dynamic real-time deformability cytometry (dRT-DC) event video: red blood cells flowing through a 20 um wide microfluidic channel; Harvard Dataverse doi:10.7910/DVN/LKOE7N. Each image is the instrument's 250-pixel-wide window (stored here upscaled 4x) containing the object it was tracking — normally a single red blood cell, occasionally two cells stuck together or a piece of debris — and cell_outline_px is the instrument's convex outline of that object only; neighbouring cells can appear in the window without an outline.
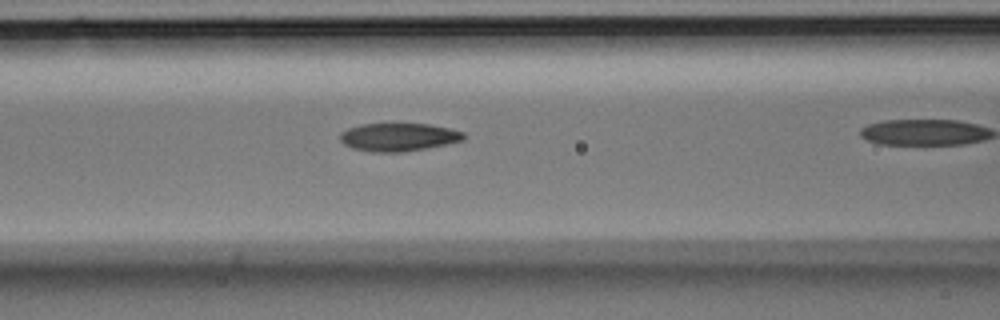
{"species": "Egyptian fruit bat (a non-hibernating species)", "species_latin": "Rousettus aegyptiacus", "temperature_condition": "room temperature", "stored_images_in_passage": 29, "camera_frame_rate_fps": 3000, "um_per_image_px": 0.085, "animal": {"sex": "male"}, "frame": {"image": 1, "passage_image": 12, "time_ms": 3.667, "image_size_px": [1000, 320], "cell_outline_px": [[464, 140], [448, 144], [404, 152], [372, 152], [352, 148], [344, 144], [340, 140], [340, 132], [348, 128], [360, 124], [428, 124], [448, 128], [464, 132]], "centroid_in_image_um": [33.86, 11.66], "position_along_channel_um": 132.7, "area_um2": 20.23}}
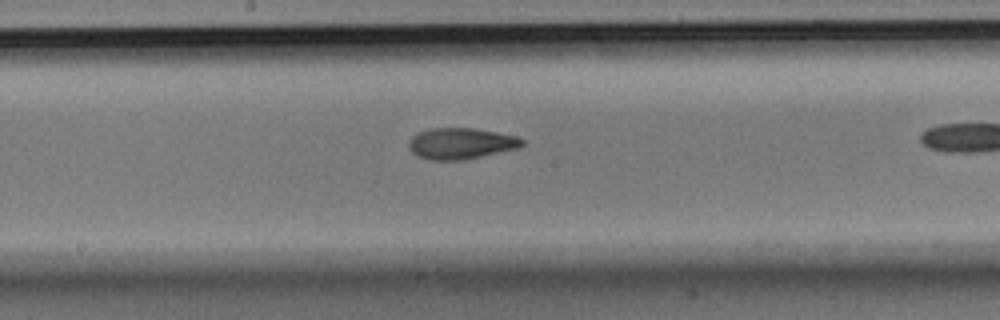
{"frame": {"image": 2, "passage_image": 17, "time_ms": 5.333, "image_size_px": [1000, 320], "cell_outline_px": [[524, 144], [520, 148], [464, 160], [428, 160], [416, 156], [408, 148], [408, 144], [412, 136], [420, 132], [432, 128], [476, 128], [516, 136], [524, 140]], "centroid_in_image_um": [39.18, 12.2], "position_along_channel_um": 209.0, "area_um2": 20.75}}
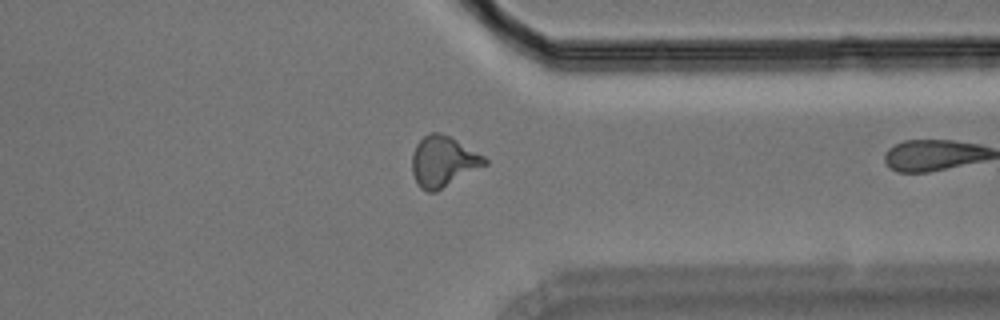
{"frame": {"image": 3, "passage_image": 28, "time_ms": 9.0, "image_size_px": [1000, 320], "cell_outline_px": [[488, 164], [436, 192], [428, 192], [420, 188], [416, 184], [412, 172], [412, 152], [416, 144], [424, 136], [432, 132], [440, 132], [456, 140], [484, 156], [488, 160]], "centroid_in_image_um": [37.65, 13.75], "position_along_channel_um": 373.7, "area_um2": 21.5}}